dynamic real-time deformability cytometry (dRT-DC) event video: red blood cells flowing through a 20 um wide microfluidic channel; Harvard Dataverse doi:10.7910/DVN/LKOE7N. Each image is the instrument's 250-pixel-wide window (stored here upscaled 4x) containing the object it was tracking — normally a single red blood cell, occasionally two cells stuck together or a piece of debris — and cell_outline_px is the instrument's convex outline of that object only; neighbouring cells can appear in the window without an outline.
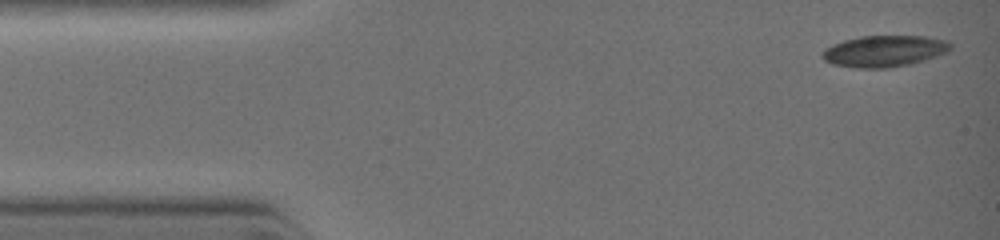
{"species": "common noctule bat (a hibernating species)", "species_latin": "Nyctalus noctula", "temperature_condition": "warm", "stored_images_in_passage": 36, "camera_frame_rate_fps": 3000, "um_per_image_px": 0.085, "animal": {"sex": "female", "body_mass_g": 19.0, "forearm_length_mm": 51.5}, "frame": {"image": 1, "passage_image": 1, "time_ms": 0.0, "image_size_px": [1000, 240], "cell_outline_px": [[952, 48], [948, 52], [924, 60], [908, 64], [888, 68], [856, 68], [832, 64], [824, 60], [820, 56], [832, 44], [844, 40], [860, 36], [924, 36], [944, 40], [952, 44]], "centroid_in_image_um": [75.16, 4.34], "position_along_channel_um": 9.8, "area_um2": 23.35}}
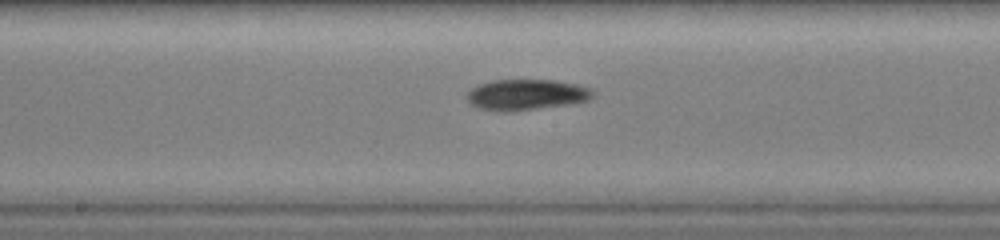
{"frame": {"image": 2, "passage_image": 17, "time_ms": 5.333, "image_size_px": [1000, 240], "cell_outline_px": [[596, 92], [588, 100], [572, 104], [536, 108], [480, 108], [472, 104], [464, 96], [472, 88], [480, 84], [492, 80], [556, 80], [576, 84], [592, 88]], "centroid_in_image_um": [44.83, 7.99], "position_along_channel_um": 203.4, "area_um2": 21.73}}
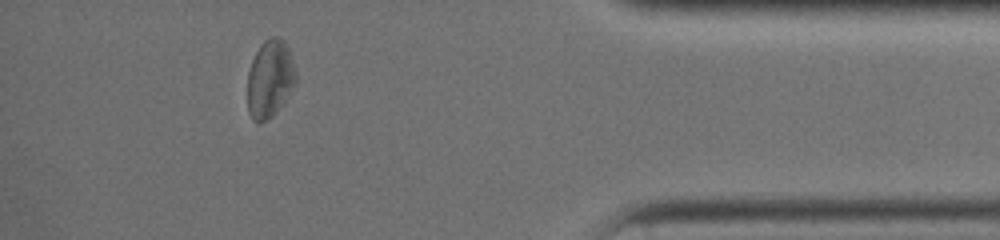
{"frame": {"image": 3, "passage_image": 31, "time_ms": 9.667, "image_size_px": [1000, 240], "cell_outline_px": [[296, 84], [288, 96], [276, 112], [272, 116], [264, 120], [252, 120], [248, 112], [248, 72], [252, 60], [260, 44], [264, 40], [272, 36], [276, 36], [284, 40], [288, 48], [296, 72]], "centroid_in_image_um": [22.95, 6.67], "position_along_channel_um": 412.3, "area_um2": 21.79}}